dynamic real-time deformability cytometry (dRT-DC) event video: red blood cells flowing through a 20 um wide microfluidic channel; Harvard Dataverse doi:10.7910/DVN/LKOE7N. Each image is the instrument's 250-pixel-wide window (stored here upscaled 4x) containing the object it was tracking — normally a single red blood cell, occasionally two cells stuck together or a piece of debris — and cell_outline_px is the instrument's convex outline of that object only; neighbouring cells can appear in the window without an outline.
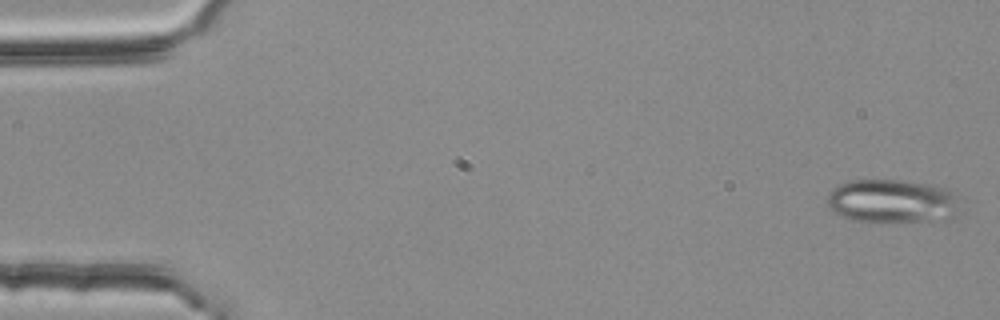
{"species": "common noctule bat (a hibernating species)", "species_latin": "Nyctalus noctula", "temperature_condition": "room temperature", "stored_images_in_passage": 54, "camera_frame_rate_fps": 3000, "um_per_image_px": 0.085, "animal": {"sex": "female", "body_mass_g": 25.1}, "frame": {"image": 1, "passage_image": 1, "time_ms": 0.0, "image_size_px": [1000, 320], "cell_outline_px": [[964, 212], [956, 216], [944, 220], [852, 220], [840, 216], [828, 204], [828, 192], [840, 184], [848, 180], [904, 180], [932, 184], [952, 188]], "centroid_in_image_um": [75.96, 17.06], "position_along_channel_um": 9.0, "area_um2": 33.93}}
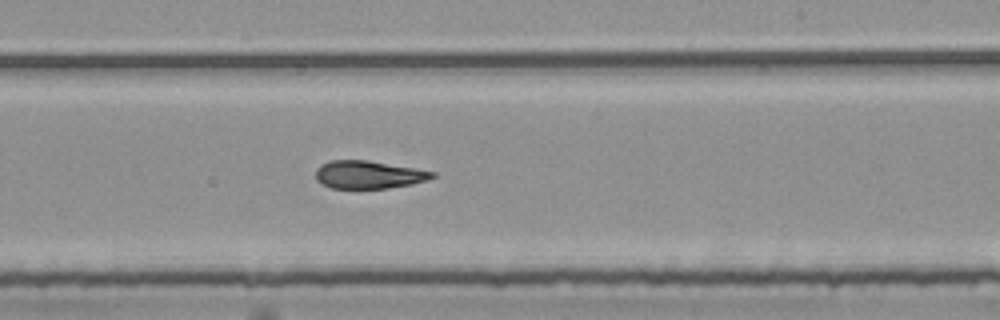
{"frame": {"image": 2, "passage_image": 32, "time_ms": 10.333, "image_size_px": [1000, 320], "cell_outline_px": [[436, 176], [428, 180], [412, 184], [388, 188], [332, 188], [320, 184], [316, 180], [316, 168], [320, 164], [332, 160], [368, 160], [436, 172]], "centroid_in_image_um": [31.31, 14.85], "position_along_channel_um": 257.7, "area_um2": 19.02}}
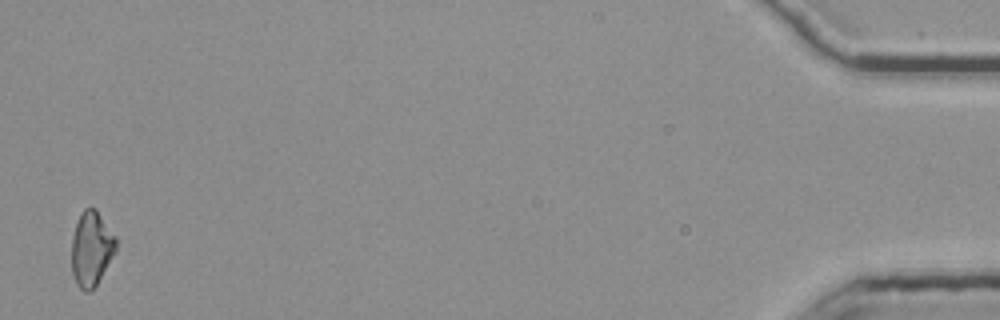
{"frame": {"image": 3, "passage_image": 53, "time_ms": 17.333, "image_size_px": [1000, 320], "cell_outline_px": [[116, 252], [96, 284], [88, 292], [84, 292], [76, 284], [72, 272], [72, 236], [76, 224], [84, 208], [96, 208], [116, 236]], "centroid_in_image_um": [7.78, 21.13], "position_along_channel_um": 427.4, "area_um2": 19.25}, "authors_computed_cell_mechanics": {"area_um2": 20.1144, "velocity_mm_per_s": 3.7797, "shape_relaxation_time_tau1_ms": null, "shape_relaxation_time_tau2_ms": 3.556, "deformation_change_tau1": null, "deformation_change_tau2": 0.1099}}